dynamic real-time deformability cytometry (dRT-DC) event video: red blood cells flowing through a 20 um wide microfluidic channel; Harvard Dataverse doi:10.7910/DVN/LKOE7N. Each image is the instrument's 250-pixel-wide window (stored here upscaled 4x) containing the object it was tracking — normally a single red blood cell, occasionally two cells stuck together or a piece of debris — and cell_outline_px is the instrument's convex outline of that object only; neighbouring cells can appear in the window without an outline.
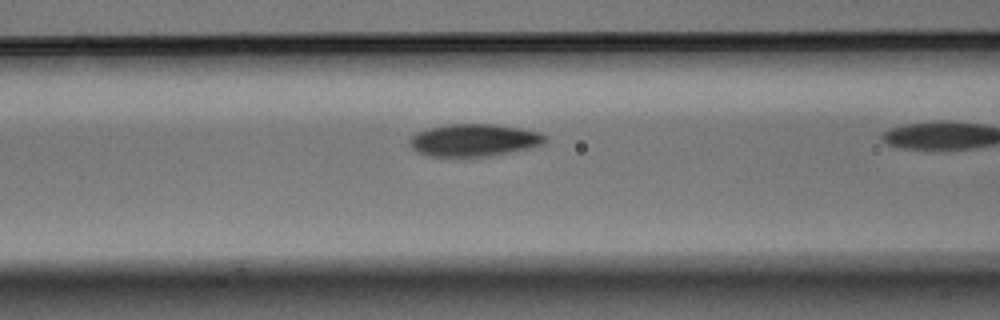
{"species": "Egyptian fruit bat (a non-hibernating species)", "species_latin": "Rousettus aegyptiacus", "temperature_condition": "warm", "stored_images_in_passage": 20, "camera_frame_rate_fps": 3000, "um_per_image_px": 0.085, "animal": {"sex": "male"}, "frame": {"image": 1, "passage_image": 19, "time_ms": 6.0, "image_size_px": [1000, 320], "cell_outline_px": [[544, 144], [528, 148], [492, 156], [428, 156], [416, 152], [408, 144], [408, 140], [416, 132], [428, 128], [448, 124], [492, 124], [520, 128], [540, 132], [544, 136]], "centroid_in_image_um": [40.23, 11.91], "position_along_channel_um": 126.4, "area_um2": 25.55}}